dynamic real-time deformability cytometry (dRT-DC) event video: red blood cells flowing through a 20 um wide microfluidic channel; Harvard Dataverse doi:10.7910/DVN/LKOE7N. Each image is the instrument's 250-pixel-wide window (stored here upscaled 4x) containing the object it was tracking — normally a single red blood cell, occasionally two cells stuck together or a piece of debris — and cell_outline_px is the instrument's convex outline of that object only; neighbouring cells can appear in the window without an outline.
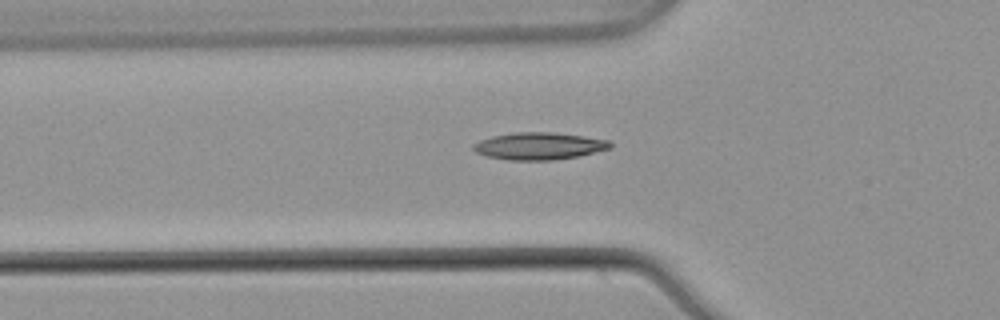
{"species": "common noctule bat (a hibernating species)", "species_latin": "Nyctalus noctula", "temperature_condition": "warm", "stored_images_in_passage": 47, "camera_frame_rate_fps": 3000, "um_per_image_px": 0.085, "animal": {"sex": "male", "body_mass_g": 21.5, "forearm_length_mm": 52.0}, "frame": {"image": 1, "passage_image": 19, "time_ms": 6.0, "image_size_px": [1000, 320], "cell_outline_px": [[612, 148], [580, 156], [552, 160], [508, 160], [488, 156], [476, 152], [472, 148], [472, 144], [480, 140], [492, 136], [512, 132], [556, 132], [584, 136], [608, 140], [612, 144]], "centroid_in_image_um": [45.83, 12.4], "position_along_channel_um": 80.0, "area_um2": 21.85}}
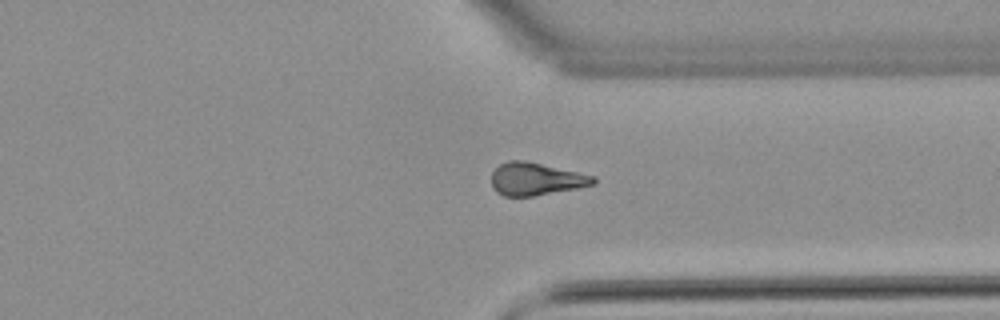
{"frame": {"image": 2, "passage_image": 41, "time_ms": 13.333, "image_size_px": [1000, 320], "cell_outline_px": [[596, 184], [576, 188], [532, 196], [504, 196], [496, 192], [492, 188], [492, 172], [500, 164], [508, 160], [524, 160], [596, 176]], "centroid_in_image_um": [45.54, 15.21], "position_along_channel_um": 365.9, "area_um2": 19.31}}
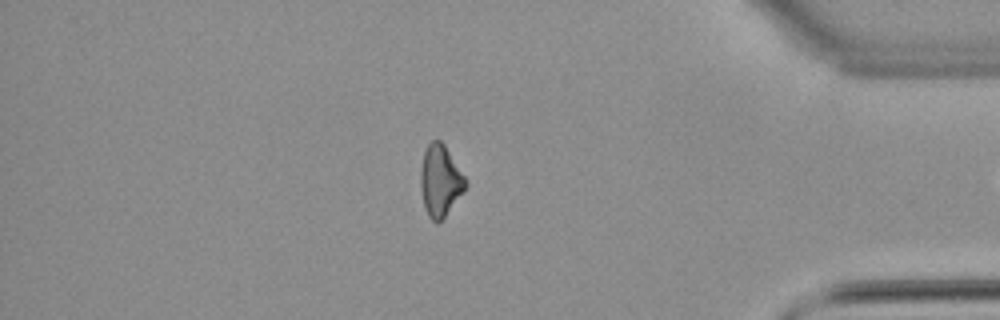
{"frame": {"image": 3, "passage_image": 46, "time_ms": 15.0, "image_size_px": [1000, 320], "cell_outline_px": [[468, 184], [464, 192], [444, 216], [436, 224], [428, 216], [424, 208], [420, 184], [420, 172], [424, 152], [428, 144], [432, 140], [440, 140], [444, 144], [464, 176]], "centroid_in_image_um": [37.41, 15.37], "position_along_channel_um": 397.8, "area_um2": 18.55}}